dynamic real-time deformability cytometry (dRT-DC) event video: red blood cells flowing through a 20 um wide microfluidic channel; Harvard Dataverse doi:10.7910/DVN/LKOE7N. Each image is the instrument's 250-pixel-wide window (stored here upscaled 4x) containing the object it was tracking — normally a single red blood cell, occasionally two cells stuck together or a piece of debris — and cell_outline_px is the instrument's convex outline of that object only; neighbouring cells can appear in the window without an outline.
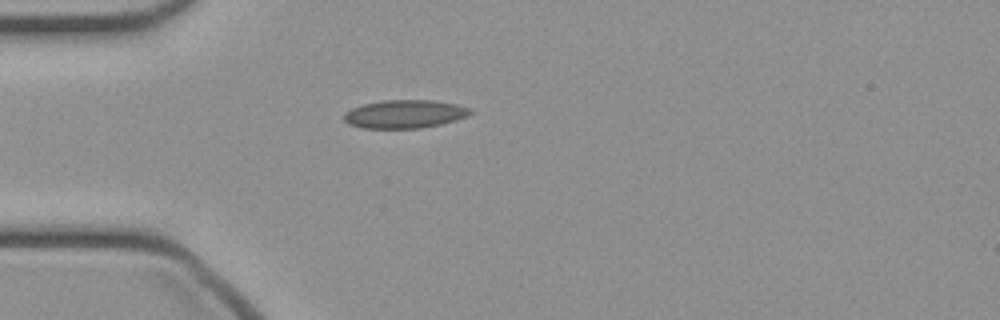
{"species": "common noctule bat (a hibernating species)", "species_latin": "Nyctalus noctula", "temperature_condition": "cold", "stored_images_in_passage": 8, "camera_frame_rate_fps": 3000, "um_per_image_px": 0.085, "animal": {"sex": "female", "body_mass_g": 21.9}, "frame": {"image": 1, "passage_image": 1, "time_ms": 0.0, "image_size_px": [1000, 320], "cell_outline_px": [[472, 112], [468, 116], [456, 120], [440, 124], [420, 128], [364, 128], [348, 124], [344, 120], [344, 112], [352, 108], [364, 104], [384, 100], [436, 100], [456, 104], [472, 108]], "centroid_in_image_um": [34.42, 9.69], "position_along_channel_um": 50.6, "area_um2": 20.87}}
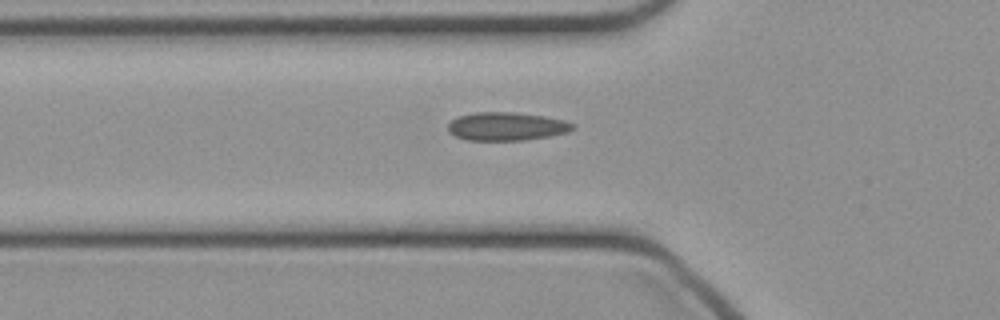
{"frame": {"image": 2, "passage_image": 4, "time_ms": 1.0, "image_size_px": [1000, 320], "cell_outline_px": [[576, 128], [568, 132], [548, 136], [524, 140], [468, 140], [456, 136], [448, 132], [448, 124], [456, 116], [476, 112], [512, 112], [544, 116], [564, 120], [572, 124]], "centroid_in_image_um": [43.03, 10.74], "position_along_channel_um": 82.8, "area_um2": 20.52}}